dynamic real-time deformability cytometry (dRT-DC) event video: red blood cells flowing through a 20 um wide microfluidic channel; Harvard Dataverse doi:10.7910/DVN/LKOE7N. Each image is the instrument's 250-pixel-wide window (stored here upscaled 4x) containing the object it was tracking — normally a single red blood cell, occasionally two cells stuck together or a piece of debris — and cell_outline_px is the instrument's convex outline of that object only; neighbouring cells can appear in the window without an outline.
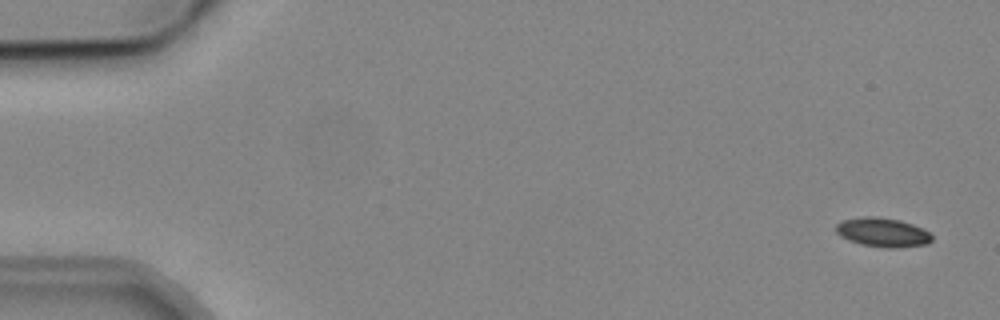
{"species": "common noctule bat (a hibernating species)", "species_latin": "Nyctalus noctula", "temperature_condition": "cold", "stored_images_in_passage": 6, "camera_frame_rate_fps": 3000, "um_per_image_px": 0.085, "animal": {"sex": "male", "body_mass_g": 19.2, "forearm_length_mm": 51.8}, "frame": {"image": 1, "passage_image": 6, "time_ms": 6.0, "image_size_px": [1000, 320], "cell_outline_px": [[932, 240], [928, 244], [896, 248], [888, 248], [860, 244], [848, 240], [840, 236], [836, 232], [836, 224], [844, 220], [864, 216], [876, 216], [900, 220], [912, 224], [928, 232], [932, 236]], "centroid_in_image_um": [75.01, 19.75], "position_along_channel_um": 10.0, "area_um2": 16.24}}